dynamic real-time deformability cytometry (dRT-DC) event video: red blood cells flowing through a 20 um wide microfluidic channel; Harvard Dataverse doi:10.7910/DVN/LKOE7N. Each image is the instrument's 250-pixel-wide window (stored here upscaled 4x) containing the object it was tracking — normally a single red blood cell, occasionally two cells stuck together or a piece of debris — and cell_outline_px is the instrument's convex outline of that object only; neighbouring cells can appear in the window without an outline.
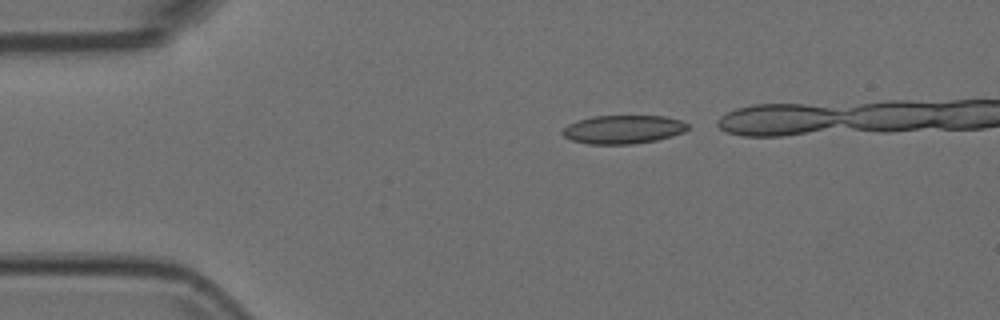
{"species": "Egyptian fruit bat (a non-hibernating species)", "species_latin": "Rousettus aegyptiacus", "temperature_condition": "room temperature", "stored_images_in_passage": 14, "camera_frame_rate_fps": 3000, "um_per_image_px": 0.085, "animal": {"sex": "female"}, "frame": {"image": 1, "passage_image": 1, "time_ms": 0.0, "image_size_px": [1000, 320], "cell_outline_px": [[688, 128], [684, 132], [672, 136], [656, 140], [632, 144], [588, 144], [572, 140], [564, 136], [560, 132], [568, 124], [592, 116], [664, 116], [680, 120], [688, 124]], "centroid_in_image_um": [52.97, 11.0], "position_along_channel_um": 32.0, "area_um2": 20.75}}
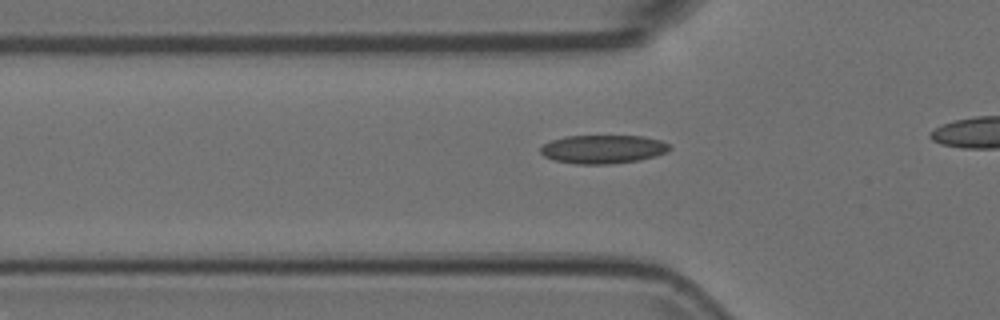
{"frame": {"image": 2, "passage_image": 8, "time_ms": 2.333, "image_size_px": [1000, 320], "cell_outline_px": [[672, 148], [668, 152], [656, 156], [640, 160], [608, 164], [576, 164], [552, 160], [544, 156], [540, 152], [540, 148], [544, 144], [552, 140], [564, 136], [644, 136], [660, 140], [672, 144]], "centroid_in_image_um": [51.29, 12.68], "position_along_channel_um": 74.5, "area_um2": 21.73}}
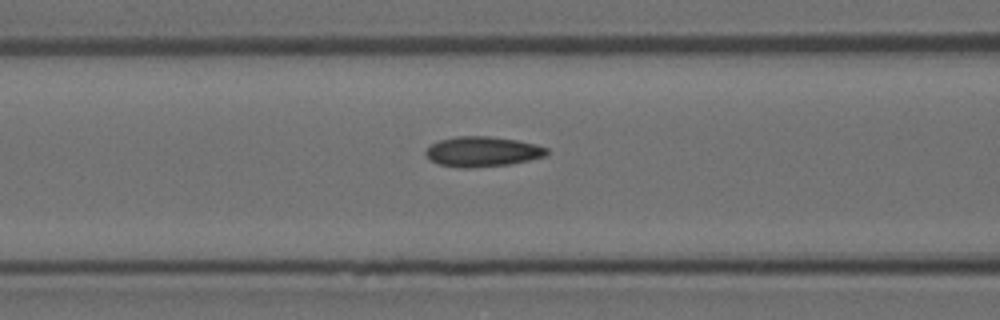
{"frame": {"image": 3, "passage_image": 12, "time_ms": 3.667, "image_size_px": [1000, 320], "cell_outline_px": [[548, 152], [544, 156], [528, 160], [508, 164], [472, 168], [460, 168], [440, 164], [432, 160], [424, 152], [432, 144], [440, 140], [456, 136], [488, 136], [516, 140], [536, 144], [548, 148]], "centroid_in_image_um": [41.02, 12.88], "position_along_channel_um": 125.6, "area_um2": 20.98}}